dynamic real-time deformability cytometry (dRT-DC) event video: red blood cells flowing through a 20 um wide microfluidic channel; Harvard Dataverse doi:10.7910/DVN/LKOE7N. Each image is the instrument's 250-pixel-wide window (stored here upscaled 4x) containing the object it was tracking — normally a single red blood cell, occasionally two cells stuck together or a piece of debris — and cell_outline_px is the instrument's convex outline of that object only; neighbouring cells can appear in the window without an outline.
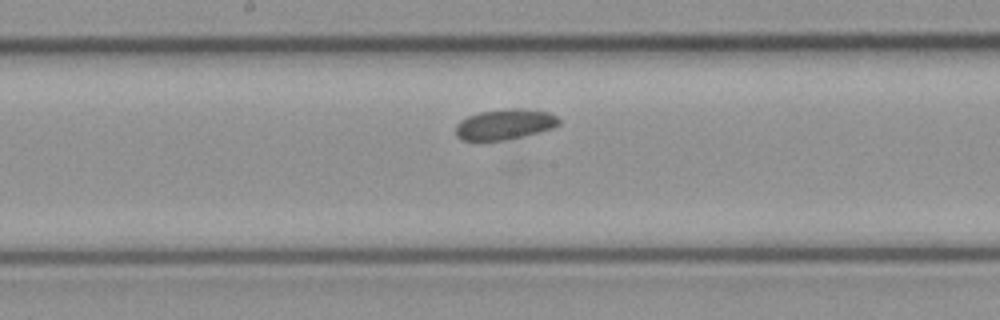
{"species": "common noctule bat (a hibernating species)", "species_latin": "Nyctalus noctula", "temperature_condition": "cold", "stored_images_in_passage": 17, "camera_frame_rate_fps": 3000, "um_per_image_px": 0.085, "animal": {"sex": "female", "body_mass_g": 21.9}, "frame": {"image": 1, "passage_image": 12, "time_ms": 3.667, "image_size_px": [1000, 320], "cell_outline_px": [[560, 124], [552, 128], [504, 140], [460, 140], [456, 136], [456, 124], [460, 120], [468, 116], [480, 112], [516, 108], [548, 112], [556, 116], [560, 120]], "centroid_in_image_um": [42.87, 10.57], "position_along_channel_um": 205.3, "area_um2": 17.98}}